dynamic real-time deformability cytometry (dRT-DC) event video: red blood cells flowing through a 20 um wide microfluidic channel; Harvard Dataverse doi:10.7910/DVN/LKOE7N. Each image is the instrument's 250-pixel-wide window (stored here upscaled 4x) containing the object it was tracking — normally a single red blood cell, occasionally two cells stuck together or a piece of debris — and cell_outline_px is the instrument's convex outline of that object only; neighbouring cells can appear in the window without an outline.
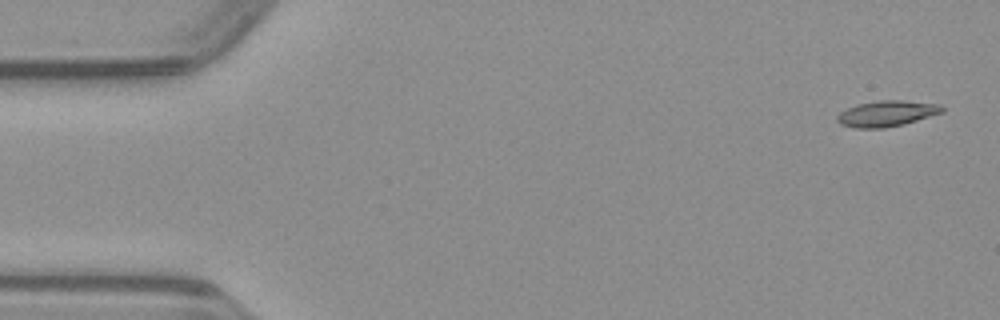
{"species": "common noctule bat (a hibernating species)", "species_latin": "Nyctalus noctula", "temperature_condition": "warm", "stored_images_in_passage": 48, "camera_frame_rate_fps": 3000, "um_per_image_px": 0.085, "animal": {"sex": "male", "body_mass_g": 23.1, "forearm_length_mm": 52.7}, "frame": {"image": 1, "passage_image": 1, "time_ms": 0.0, "image_size_px": [1000, 320], "cell_outline_px": [[944, 112], [904, 124], [884, 128], [852, 128], [840, 124], [836, 120], [836, 116], [840, 112], [856, 104], [880, 100], [904, 100], [940, 104], [944, 108]], "centroid_in_image_um": [75.36, 9.65], "position_along_channel_um": 9.6, "area_um2": 15.95}}
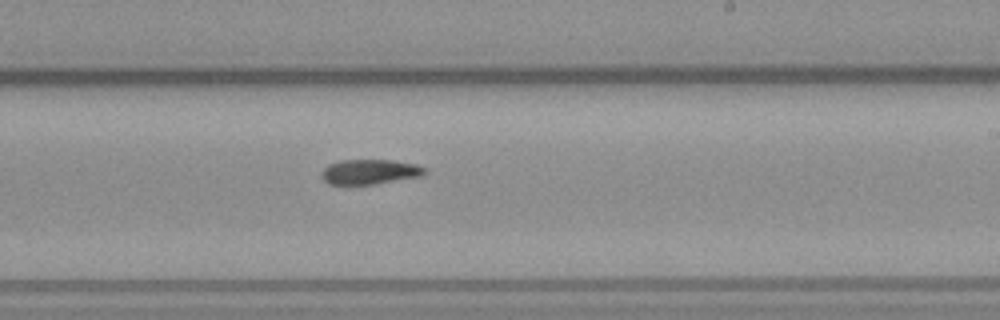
{"frame": {"image": 2, "passage_image": 28, "time_ms": 9.0, "image_size_px": [1000, 320], "cell_outline_px": [[428, 172], [420, 176], [372, 184], [328, 184], [320, 176], [320, 172], [328, 164], [340, 160], [392, 160], [416, 164], [424, 168]], "centroid_in_image_um": [31.38, 14.59], "position_along_channel_um": 257.6, "area_um2": 14.91}}
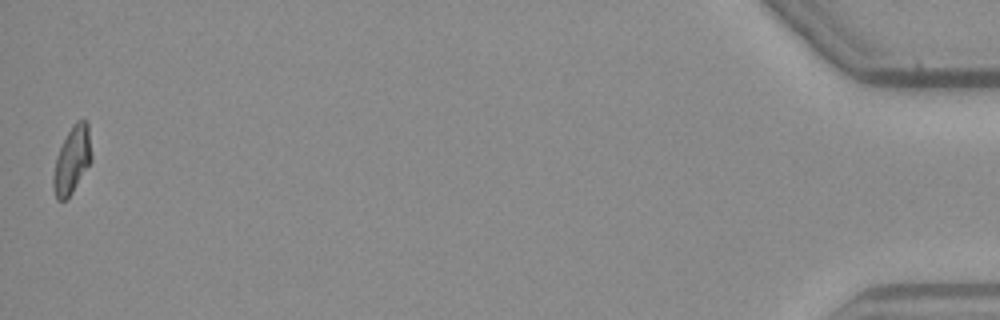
{"frame": {"image": 3, "passage_image": 48, "time_ms": 15.667, "image_size_px": [1000, 320], "cell_outline_px": [[92, 160], [72, 192], [64, 200], [56, 200], [52, 188], [52, 176], [56, 156], [72, 124], [76, 120], [84, 120], [88, 124], [92, 156]], "centroid_in_image_um": [6.11, 13.61], "position_along_channel_um": 429.1, "area_um2": 14.91}}